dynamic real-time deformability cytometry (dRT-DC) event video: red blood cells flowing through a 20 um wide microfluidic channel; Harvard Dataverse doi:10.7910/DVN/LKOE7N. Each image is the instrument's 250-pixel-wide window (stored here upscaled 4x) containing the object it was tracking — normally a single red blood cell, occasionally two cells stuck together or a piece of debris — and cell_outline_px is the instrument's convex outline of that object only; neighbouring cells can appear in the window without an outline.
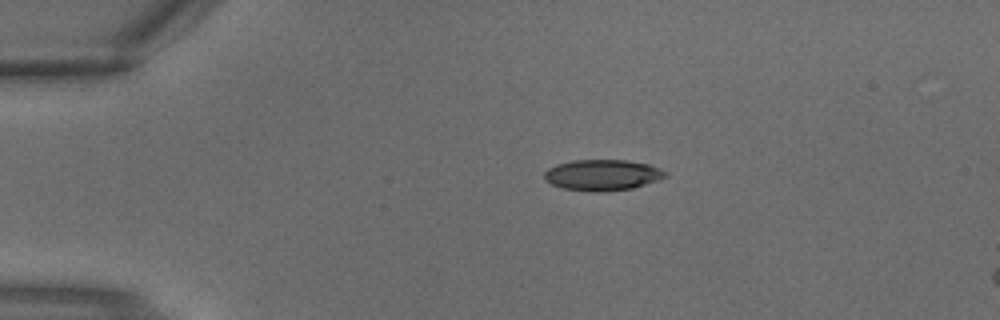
{"species": "common noctule bat (a hibernating species)", "species_latin": "Nyctalus noctula", "temperature_condition": "warm", "stored_images_in_passage": 4, "segment_of_instrument_passage": [1, 2], "camera_frame_rate_fps": 3000, "um_per_image_px": 0.085, "animal": {"sex": "male", "body_mass_g": 18.8}, "frame": {"image": 1, "passage_image": 3, "time_ms": 0.667, "image_size_px": [1000, 320], "cell_outline_px": [[668, 176], [632, 188], [600, 192], [592, 192], [564, 188], [552, 184], [544, 180], [544, 172], [548, 168], [556, 164], [572, 160], [624, 160], [648, 164], [668, 172]], "centroid_in_image_um": [51.17, 14.87], "position_along_channel_um": 33.8, "area_um2": 21.73}}